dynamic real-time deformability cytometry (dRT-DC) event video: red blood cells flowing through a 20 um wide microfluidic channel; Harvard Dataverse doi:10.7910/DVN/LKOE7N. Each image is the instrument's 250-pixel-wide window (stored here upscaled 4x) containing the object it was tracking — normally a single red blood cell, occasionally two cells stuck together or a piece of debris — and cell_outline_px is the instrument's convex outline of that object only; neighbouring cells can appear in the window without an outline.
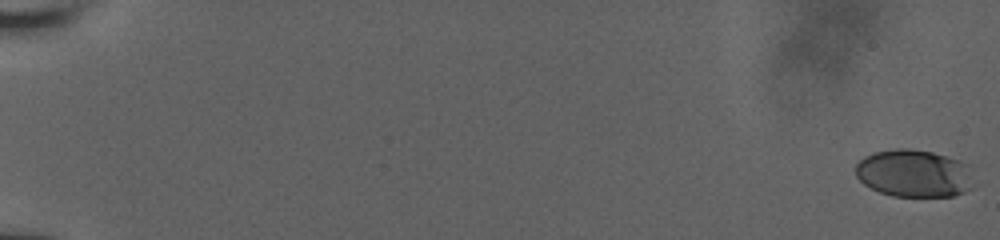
{"species": "human", "species_latin": "Homo sapiens", "temperature_condition": "room temperature", "stored_images_in_passage": 57, "camera_frame_rate_fps": 3000, "um_per_image_px": 0.085, "donor": {"sex": "male"}, "frame": {"image": 1, "passage_image": 1, "time_ms": 0.0, "image_size_px": [1000, 240], "cell_outline_px": [[972, 188], [964, 192], [952, 196], [892, 196], [880, 192], [864, 184], [856, 176], [856, 164], [864, 156], [872, 152], [896, 148], [908, 148], [932, 152], [960, 160], [968, 164]], "centroid_in_image_um": [77.66, 14.72], "position_along_channel_um": 7.3, "area_um2": 32.71}}
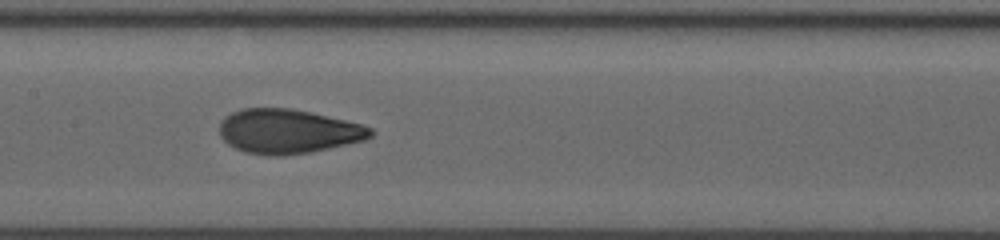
{"frame": {"image": 2, "passage_image": 32, "time_ms": 10.333, "image_size_px": [1000, 240], "cell_outline_px": [[376, 132], [372, 136], [364, 140], [312, 152], [280, 156], [268, 156], [244, 152], [228, 144], [220, 136], [220, 124], [224, 116], [240, 108], [288, 108], [312, 112], [360, 124], [372, 128]], "centroid_in_image_um": [24.47, 11.17], "position_along_channel_um": 182.9, "area_um2": 39.19}}
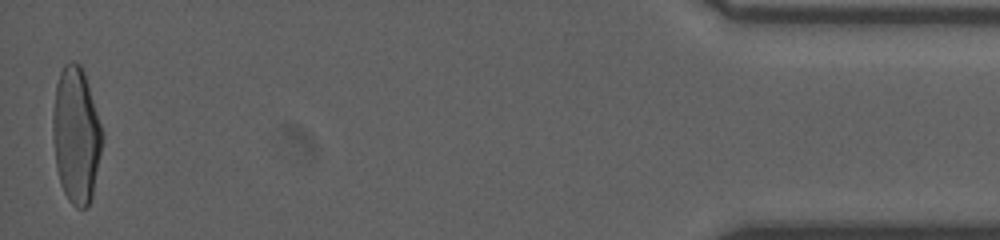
{"frame": {"image": 3, "passage_image": 57, "time_ms": 18.667, "image_size_px": [1000, 240], "cell_outline_px": [[104, 136], [92, 196], [88, 208], [76, 208], [68, 200], [60, 184], [56, 164], [52, 136], [52, 112], [56, 84], [60, 72], [64, 64], [72, 60], [80, 64], [84, 72]], "centroid_in_image_um": [6.46, 11.5], "position_along_channel_um": 428.7, "area_um2": 39.3}, "authors_computed_cell_mechanics": {"area_um2": 37.9746, "velocity_mm_per_s": 3.9142, "shape_relaxation_time_tau1_ms": 4.0287, "shape_relaxation_time_tau2_ms": 0.8024, "deformation_change_tau1": 0.2014, "deformation_change_tau2": 0.0657}}